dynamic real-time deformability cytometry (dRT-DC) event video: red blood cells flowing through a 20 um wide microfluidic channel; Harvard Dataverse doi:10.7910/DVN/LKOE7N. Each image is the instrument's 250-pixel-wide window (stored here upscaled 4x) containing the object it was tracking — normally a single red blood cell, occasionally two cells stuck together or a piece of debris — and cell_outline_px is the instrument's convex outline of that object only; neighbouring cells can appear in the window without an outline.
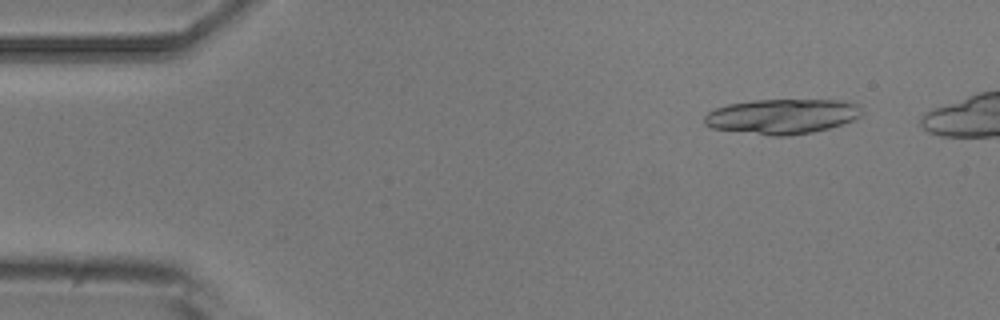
{"species": "common noctule bat (a hibernating species)", "species_latin": "Nyctalus noctula", "temperature_condition": "room temperature", "stored_images_in_passage": 5, "camera_frame_rate_fps": 3000, "um_per_image_px": 0.085, "animal": {"sex": "male", "body_mass_g": 20.5, "forearm_length_mm": 52.5}, "frame": {"image": 1, "passage_image": 2, "time_ms": 1.0, "image_size_px": [1000, 320], "cell_outline_px": [[864, 112], [860, 116], [852, 120], [828, 128], [812, 132], [788, 136], [772, 136], [712, 128], [704, 124], [704, 116], [708, 112], [716, 108], [728, 104], [752, 100], [840, 100], [860, 104]], "centroid_in_image_um": [66.49, 9.88], "position_along_channel_um": 18.5, "area_um2": 32.14}}